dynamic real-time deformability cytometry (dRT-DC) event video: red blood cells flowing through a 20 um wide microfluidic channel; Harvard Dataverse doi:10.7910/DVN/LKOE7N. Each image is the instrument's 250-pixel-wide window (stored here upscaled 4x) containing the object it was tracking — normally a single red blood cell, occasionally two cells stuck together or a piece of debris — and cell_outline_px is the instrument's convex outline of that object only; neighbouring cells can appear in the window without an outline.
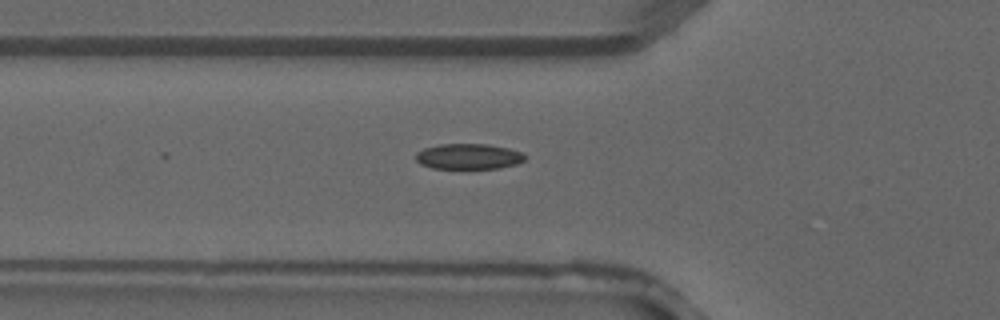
{"species": "common noctule bat (a hibernating species)", "species_latin": "Nyctalus noctula", "temperature_condition": "warm", "stored_images_in_passage": 4, "camera_frame_rate_fps": 3000, "um_per_image_px": 0.085, "animal": {"sex": "male", "forearm_length_mm": 52.5}, "frame": {"image": 1, "passage_image": 4, "time_ms": 1.0, "image_size_px": [1000, 320], "cell_outline_px": [[524, 160], [516, 164], [500, 168], [432, 168], [420, 164], [416, 160], [416, 152], [424, 148], [440, 144], [488, 144], [508, 148], [524, 152]], "centroid_in_image_um": [39.82, 13.29], "position_along_channel_um": 86.0, "area_um2": 16.24}}